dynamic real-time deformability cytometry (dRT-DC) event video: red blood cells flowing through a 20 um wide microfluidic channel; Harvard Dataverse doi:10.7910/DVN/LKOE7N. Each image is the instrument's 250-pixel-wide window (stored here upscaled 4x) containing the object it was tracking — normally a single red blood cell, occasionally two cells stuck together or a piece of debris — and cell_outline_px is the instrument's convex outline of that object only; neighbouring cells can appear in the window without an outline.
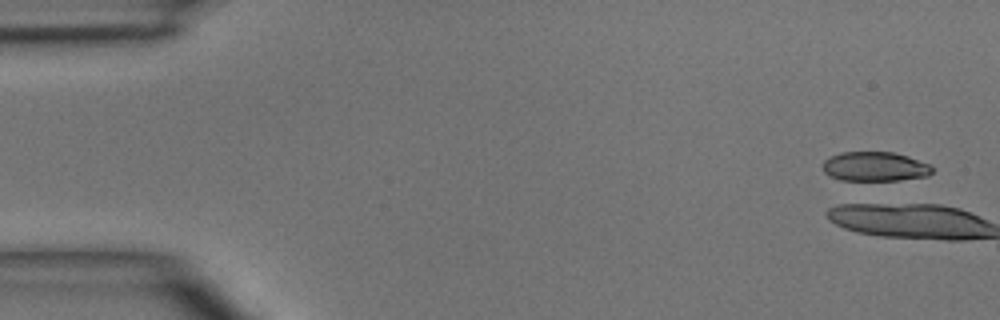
{"species": "common noctule bat (a hibernating species)", "species_latin": "Nyctalus noctula", "temperature_condition": "room temperature", "stored_images_in_passage": 6, "camera_frame_rate_fps": 3000, "um_per_image_px": 0.085, "animal": {"sex": "male", "body_mass_g": 15.6}, "frame": {"image": 1, "passage_image": 1, "time_ms": 0.0, "image_size_px": [1000, 320], "cell_outline_px": [[932, 172], [928, 176], [900, 180], [840, 180], [824, 172], [824, 160], [840, 152], [892, 152], [908, 156], [928, 164], [932, 168]], "centroid_in_image_um": [74.38, 14.16], "position_along_channel_um": 10.6, "area_um2": 18.55}}